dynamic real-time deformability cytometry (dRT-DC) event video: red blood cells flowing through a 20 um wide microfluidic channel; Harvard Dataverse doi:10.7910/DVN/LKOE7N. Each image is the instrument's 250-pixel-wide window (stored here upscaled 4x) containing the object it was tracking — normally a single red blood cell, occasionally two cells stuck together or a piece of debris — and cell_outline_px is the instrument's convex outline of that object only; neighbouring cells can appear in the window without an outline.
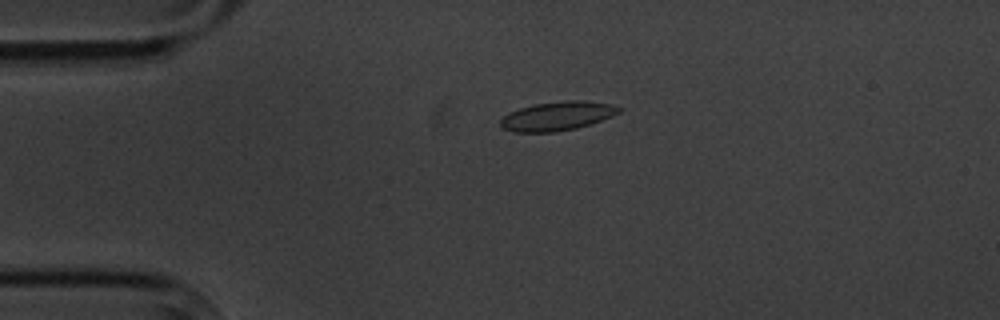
{"species": "common noctule bat (a hibernating species)", "species_latin": "Nyctalus noctula", "temperature_condition": "cold", "stored_images_in_passage": 4, "camera_frame_rate_fps": 3000, "um_per_image_px": 0.085, "animal": {"sex": "male", "body_mass_g": 20.1, "forearm_length_mm": 53.5}, "frame": {"image": 1, "passage_image": 3, "time_ms": 3.333, "image_size_px": [1000, 320], "cell_outline_px": [[624, 108], [620, 112], [612, 116], [592, 124], [576, 128], [556, 132], [512, 132], [504, 128], [500, 124], [500, 120], [504, 116], [520, 108], [536, 104], [564, 100], [580, 100], [608, 104]], "centroid_in_image_um": [47.4, 9.87], "position_along_channel_um": 37.6, "area_um2": 19.88}}